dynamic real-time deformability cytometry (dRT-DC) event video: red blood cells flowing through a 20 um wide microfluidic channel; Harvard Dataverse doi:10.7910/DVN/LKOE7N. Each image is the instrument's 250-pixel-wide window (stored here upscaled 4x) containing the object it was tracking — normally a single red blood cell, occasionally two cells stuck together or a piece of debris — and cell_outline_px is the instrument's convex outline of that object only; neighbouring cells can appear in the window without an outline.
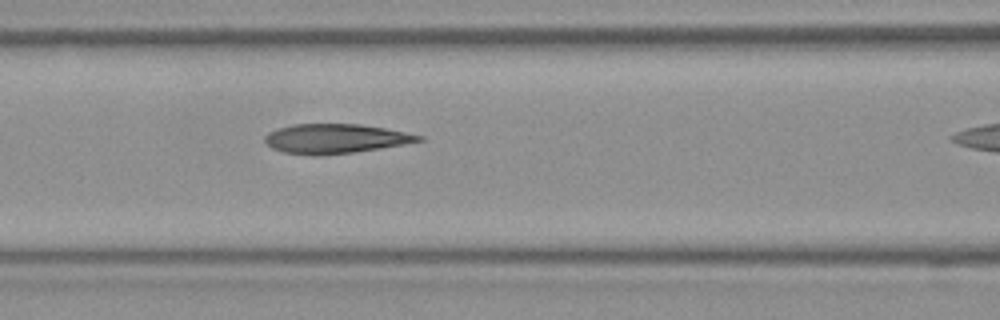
{"species": "Egyptian fruit bat (a non-hibernating species)", "species_latin": "Rousettus aegyptiacus", "temperature_condition": "room temperature", "stored_images_in_passage": 11, "camera_frame_rate_fps": 3000, "um_per_image_px": 0.085, "frame": {"image": 1, "passage_image": 10, "time_ms": 3.0, "image_size_px": [1000, 320], "cell_outline_px": [[424, 140], [404, 144], [380, 148], [352, 152], [320, 156], [316, 156], [284, 152], [272, 148], [264, 140], [264, 136], [268, 132], [292, 124], [360, 124], [384, 128], [424, 136]], "centroid_in_image_um": [28.49, 11.79], "position_along_channel_um": 138.1, "area_um2": 26.24}}